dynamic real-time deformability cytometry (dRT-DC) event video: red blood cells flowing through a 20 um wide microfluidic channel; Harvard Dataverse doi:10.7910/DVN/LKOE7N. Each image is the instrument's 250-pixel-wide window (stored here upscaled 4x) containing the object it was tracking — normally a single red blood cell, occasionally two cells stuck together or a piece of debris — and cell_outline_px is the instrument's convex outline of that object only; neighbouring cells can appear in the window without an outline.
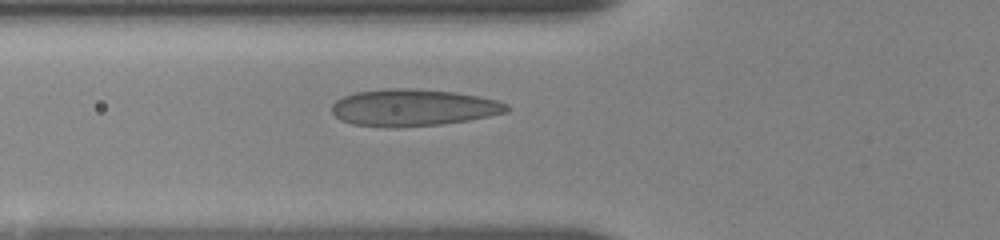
{"species": "human", "species_latin": "Homo sapiens", "temperature_condition": "room temperature", "stored_images_in_passage": 23, "camera_frame_rate_fps": 3000, "um_per_image_px": 0.085, "donor": {"sex": "female"}, "frame": {"image": 1, "passage_image": 4, "time_ms": 2.0, "image_size_px": [1000, 240], "cell_outline_px": [[508, 112], [468, 120], [440, 124], [392, 128], [352, 124], [340, 120], [332, 112], [332, 104], [336, 100], [344, 96], [356, 92], [388, 88], [416, 88], [456, 92], [480, 96], [496, 100], [508, 104]], "centroid_in_image_um": [35.11, 9.14], "position_along_channel_um": 90.7, "area_um2": 37.74}}
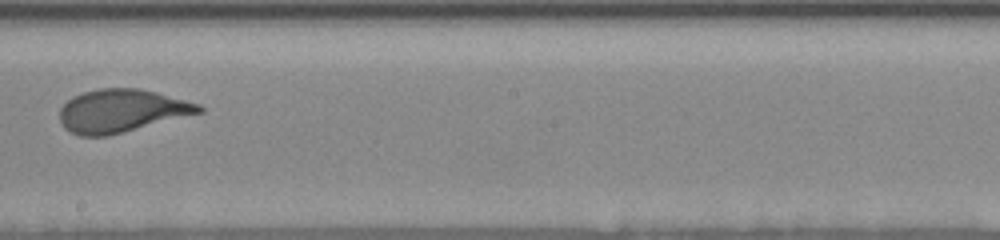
{"frame": {"image": 2, "passage_image": 11, "time_ms": 6.0, "image_size_px": [1000, 240], "cell_outline_px": [[204, 112], [108, 136], [80, 136], [64, 128], [60, 124], [60, 108], [72, 96], [84, 92], [100, 88], [140, 88], [156, 92], [200, 104], [204, 108]], "centroid_in_image_um": [10.33, 9.42], "position_along_channel_um": 237.9, "area_um2": 34.97}}
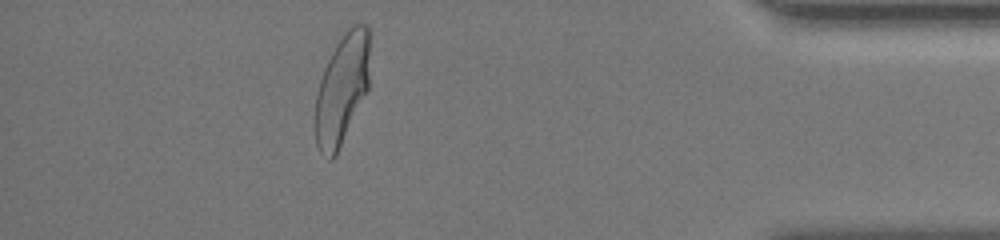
{"frame": {"image": 3, "passage_image": 20, "time_ms": 11.667, "image_size_px": [1000, 240], "cell_outline_px": [[368, 88], [336, 156], [332, 160], [328, 160], [320, 152], [316, 144], [316, 96], [320, 80], [324, 68], [336, 44], [344, 32], [348, 28], [356, 24], [364, 24], [368, 28]], "centroid_in_image_um": [29.05, 7.61], "position_along_channel_um": 406.2, "area_um2": 34.45}, "authors_computed_cell_mechanics": {"area_um2": 35.547, "velocity_mm_per_s": 3.6631, "shape_relaxation_time_tau1_ms": 5.2985, "shape_relaxation_time_tau2_ms": null, "deformation_change_tau1": 0.1883, "deformation_change_tau2": null}}